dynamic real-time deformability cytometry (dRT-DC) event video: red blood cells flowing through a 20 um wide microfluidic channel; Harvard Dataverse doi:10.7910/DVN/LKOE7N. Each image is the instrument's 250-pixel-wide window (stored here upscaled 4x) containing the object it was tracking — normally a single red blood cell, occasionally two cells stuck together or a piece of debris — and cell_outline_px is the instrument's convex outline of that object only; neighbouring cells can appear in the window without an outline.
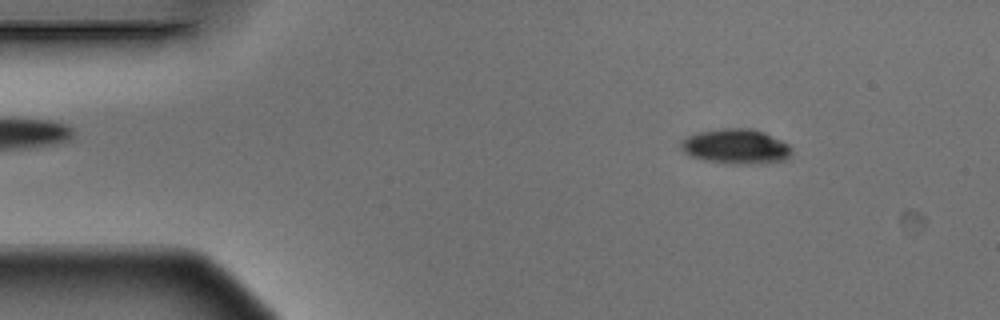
{"species": "Egyptian fruit bat (a non-hibernating species)", "species_latin": "Rousettus aegyptiacus", "temperature_condition": "warm", "stored_images_in_passage": 3, "camera_frame_rate_fps": 3000, "um_per_image_px": 0.085, "animal": {"sex": "male"}, "frame": {"image": 1, "passage_image": 1, "time_ms": 0.0, "image_size_px": [1000, 320], "cell_outline_px": [[792, 156], [788, 160], [752, 164], [732, 164], [704, 160], [692, 156], [684, 152], [680, 148], [680, 140], [688, 136], [700, 132], [724, 128], [752, 128], [764, 132], [788, 144], [792, 148]], "centroid_in_image_um": [62.58, 12.46], "position_along_channel_um": 22.4, "area_um2": 22.66}}